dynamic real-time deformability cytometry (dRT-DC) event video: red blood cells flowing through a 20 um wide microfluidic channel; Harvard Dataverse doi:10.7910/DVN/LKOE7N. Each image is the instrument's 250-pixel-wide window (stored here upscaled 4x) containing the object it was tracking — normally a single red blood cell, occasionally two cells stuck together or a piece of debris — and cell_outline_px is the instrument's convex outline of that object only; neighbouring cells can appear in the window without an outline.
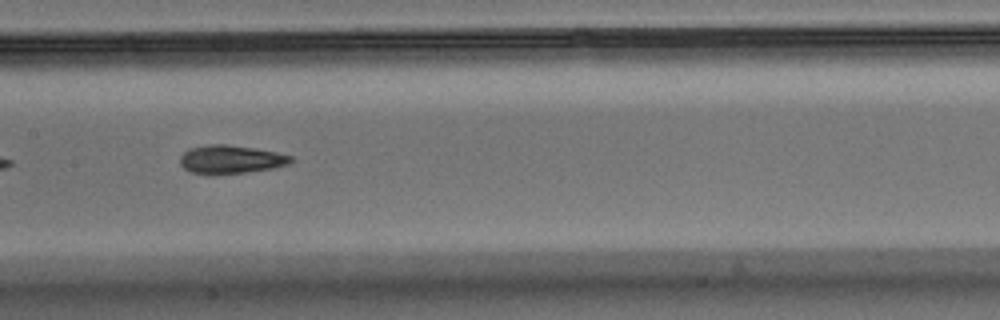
{"species": "Egyptian fruit bat (a non-hibernating species)", "species_latin": "Rousettus aegyptiacus", "temperature_condition": "warm", "stored_images_in_passage": 40, "camera_frame_rate_fps": 3000, "um_per_image_px": 0.085, "animal": {"sex": "male"}, "frame": {"image": 1, "passage_image": 12, "time_ms": 3.667, "image_size_px": [1000, 320], "cell_outline_px": [[296, 160], [288, 164], [272, 168], [244, 172], [208, 176], [192, 172], [184, 168], [180, 164], [180, 156], [188, 148], [208, 144], [228, 144], [256, 148], [276, 152], [292, 156]], "centroid_in_image_um": [19.59, 13.55], "position_along_channel_um": 187.8, "area_um2": 18.67}}
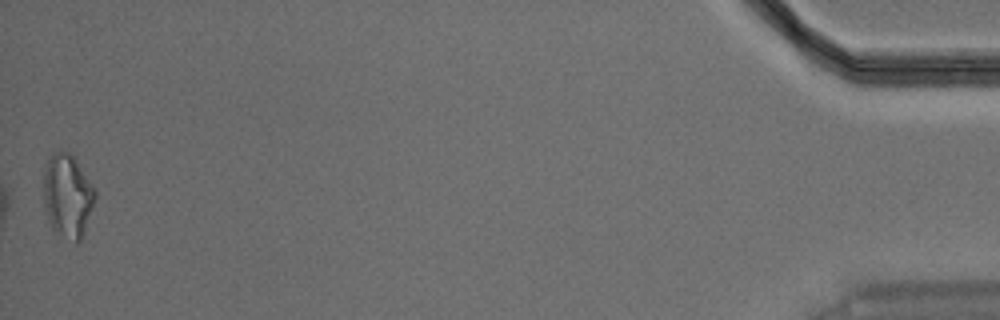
{"frame": {"image": 2, "passage_image": 40, "time_ms": 13.0, "image_size_px": [1000, 320], "cell_outline_px": [[96, 196], [84, 232], [80, 240], [76, 240], [52, 228], [48, 220], [44, 208], [44, 164], [52, 152], [60, 148], [68, 152], [76, 160], [92, 184], [96, 192]], "centroid_in_image_um": [5.72, 16.54], "position_along_channel_um": 429.5, "area_um2": 24.74}, "authors_computed_cell_mechanics": {"area_um2": 18.5827, "velocity_mm_per_s": 3.629, "shape_relaxation_time_tau1_ms": 5.4621, "shape_relaxation_time_tau2_ms": 2.6648, "deformation_change_tau1": 0.1854, "deformation_change_tau2": 0.1017}}